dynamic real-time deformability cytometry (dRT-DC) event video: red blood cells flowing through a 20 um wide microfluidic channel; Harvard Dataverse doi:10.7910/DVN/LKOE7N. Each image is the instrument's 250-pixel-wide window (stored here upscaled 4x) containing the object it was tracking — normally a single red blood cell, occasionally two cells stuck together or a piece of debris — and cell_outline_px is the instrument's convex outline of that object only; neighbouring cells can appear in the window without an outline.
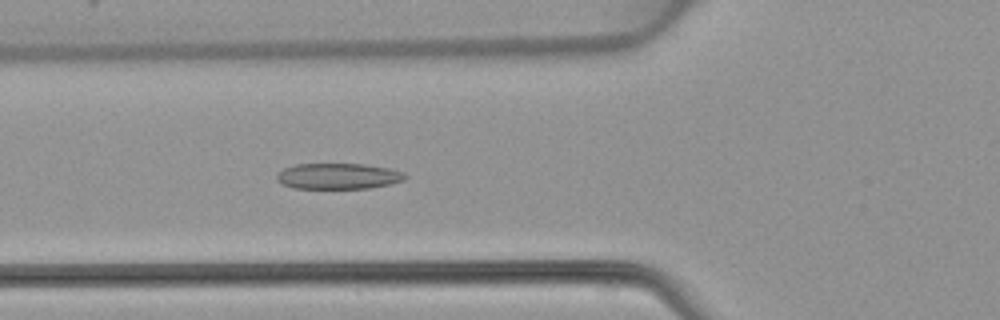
{"species": "common noctule bat (a hibernating species)", "species_latin": "Nyctalus noctula", "temperature_condition": "warm", "stored_images_in_passage": 44, "camera_frame_rate_fps": 3000, "um_per_image_px": 0.085, "animal": {"sex": "female", "body_mass_g": 22.7, "forearm_length_mm": 54.2}, "frame": {"image": 1, "passage_image": 14, "time_ms": 4.333, "image_size_px": [1000, 320], "cell_outline_px": [[408, 176], [404, 180], [388, 184], [368, 188], [292, 188], [276, 180], [276, 172], [284, 168], [296, 164], [364, 164], [388, 168], [404, 172]], "centroid_in_image_um": [28.72, 14.97], "position_along_channel_um": 97.1, "area_um2": 19.31}}
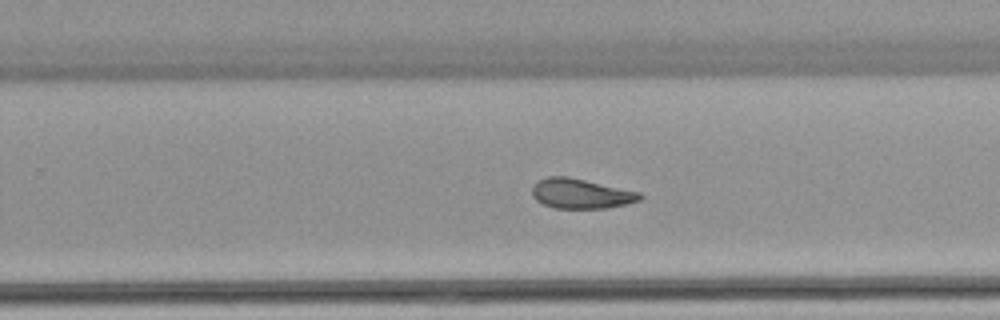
{"frame": {"image": 2, "passage_image": 27, "time_ms": 8.667, "image_size_px": [1000, 320], "cell_outline_px": [[644, 196], [640, 200], [628, 204], [608, 208], [556, 208], [544, 204], [536, 200], [532, 196], [532, 184], [536, 180], [548, 176], [568, 176], [640, 192]], "centroid_in_image_um": [49.37, 16.45], "position_along_channel_um": 280.4, "area_um2": 18.96}}
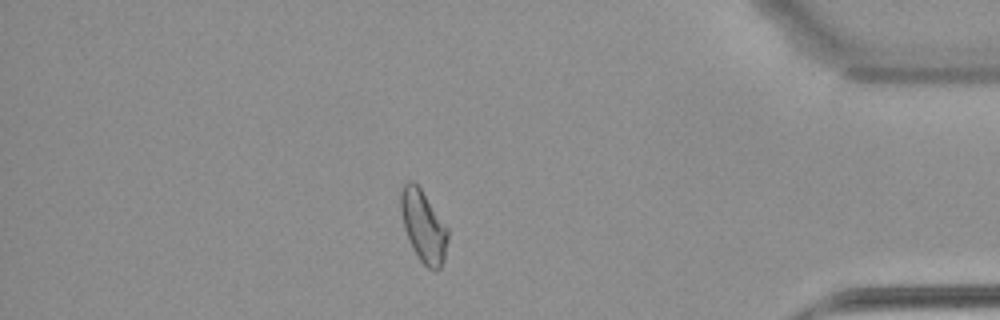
{"frame": {"image": 3, "passage_image": 38, "time_ms": 12.333, "image_size_px": [1000, 320], "cell_outline_px": [[448, 240], [444, 260], [440, 268], [436, 272], [428, 268], [420, 260], [404, 228], [400, 212], [400, 184], [408, 180], [412, 180], [420, 188], [448, 228]], "centroid_in_image_um": [35.98, 19.19], "position_along_channel_um": 399.2, "area_um2": 19.65}}